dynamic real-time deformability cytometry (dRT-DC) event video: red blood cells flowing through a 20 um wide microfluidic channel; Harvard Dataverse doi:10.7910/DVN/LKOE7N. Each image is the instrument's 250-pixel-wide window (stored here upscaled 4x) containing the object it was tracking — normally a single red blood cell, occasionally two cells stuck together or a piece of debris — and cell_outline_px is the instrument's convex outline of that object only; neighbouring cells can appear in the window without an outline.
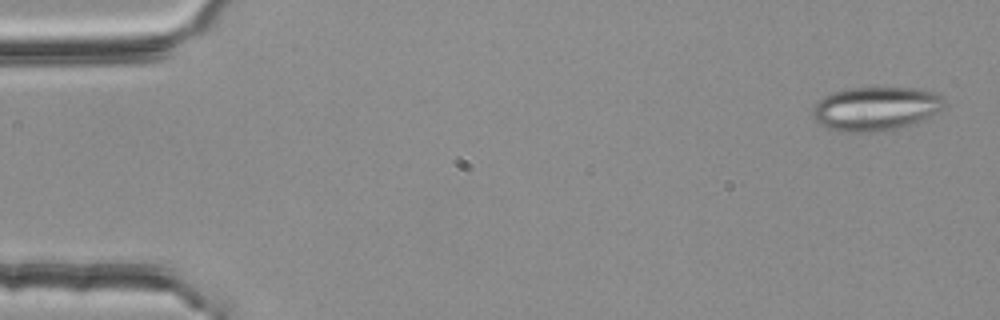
{"species": "common noctule bat (a hibernating species)", "species_latin": "Nyctalus noctula", "temperature_condition": "room temperature", "stored_images_in_passage": 3, "camera_frame_rate_fps": 3000, "um_per_image_px": 0.085, "animal": {"sex": "female", "body_mass_g": 25.1}, "frame": {"image": 1, "passage_image": 1, "time_ms": 0.0, "image_size_px": [1000, 320], "cell_outline_px": [[944, 108], [940, 112], [928, 120], [916, 124], [892, 128], [864, 132], [848, 132], [828, 128], [816, 120], [812, 116], [812, 108], [824, 96], [832, 92], [848, 88], [924, 88], [936, 92], [940, 96], [944, 104]], "centroid_in_image_um": [74.5, 9.22], "position_along_channel_um": 10.5, "area_um2": 33.76}}